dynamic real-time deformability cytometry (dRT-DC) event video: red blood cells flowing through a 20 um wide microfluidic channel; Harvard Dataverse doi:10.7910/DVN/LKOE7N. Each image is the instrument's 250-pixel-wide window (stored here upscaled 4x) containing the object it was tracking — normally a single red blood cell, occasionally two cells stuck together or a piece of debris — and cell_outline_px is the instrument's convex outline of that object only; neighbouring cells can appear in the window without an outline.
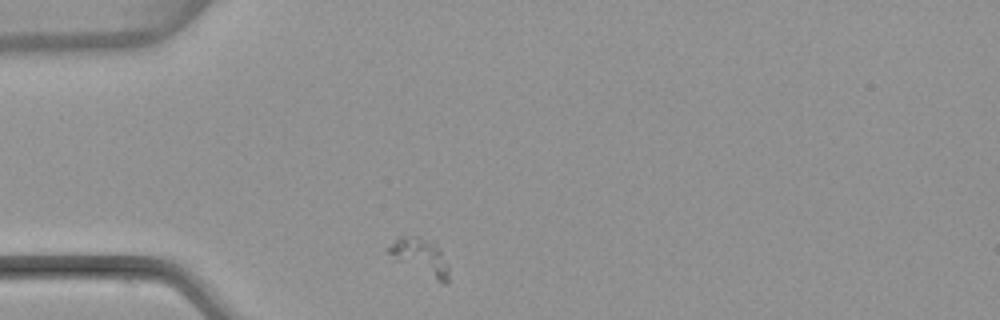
{"species": "common noctule bat (a hibernating species)", "species_latin": "Nyctalus noctula", "temperature_condition": "warm", "stored_images_in_passage": 30, "camera_frame_rate_fps": 3000, "um_per_image_px": 0.085, "animal": {"sex": "female", "body_mass_g": 22.7, "forearm_length_mm": 54.2}, "frame": {"image": 1, "passage_image": 1, "time_ms": 0.0, "image_size_px": [1000, 320], "cell_outline_px": [[448, 284], [444, 284], [396, 260], [384, 252], [384, 248], [400, 236], [420, 236], [436, 240], [440, 248], [448, 268]], "centroid_in_image_um": [35.71, 21.77], "position_along_channel_um": 49.3, "area_um2": 13.18}}
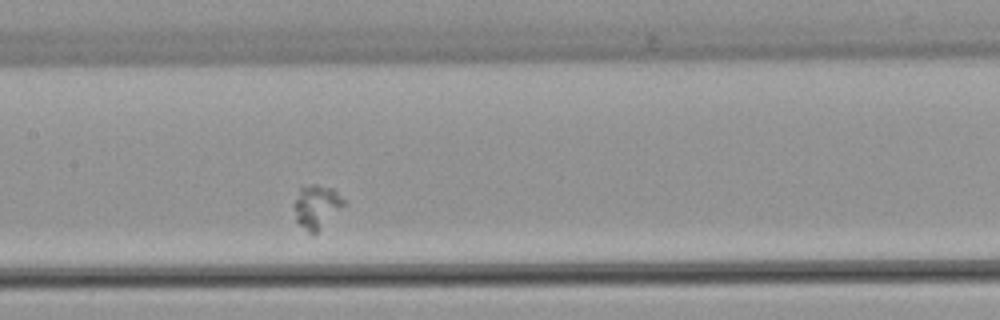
{"frame": {"image": 2, "passage_image": 13, "time_ms": 4.0, "image_size_px": [1000, 320], "cell_outline_px": [[344, 204], [316, 236], [312, 236], [296, 220], [292, 204], [300, 184], [316, 184], [332, 188], [344, 200]], "centroid_in_image_um": [26.84, 17.57], "position_along_channel_um": 180.6, "area_um2": 13.01}}
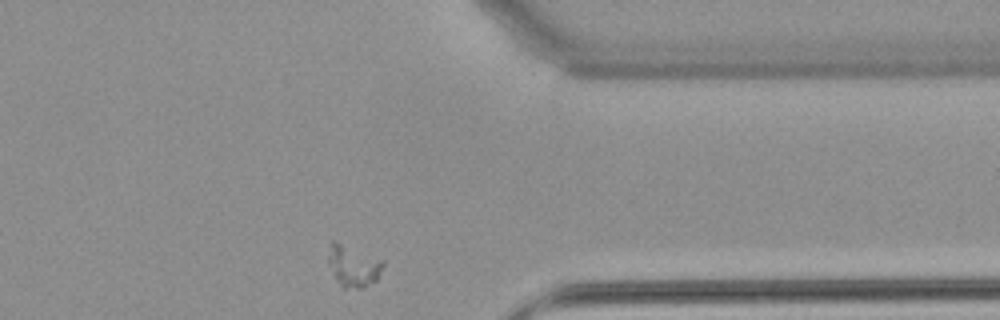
{"frame": {"image": 3, "passage_image": 30, "time_ms": 9.667, "image_size_px": [1000, 320], "cell_outline_px": [[384, 264], [376, 280], [360, 288], [340, 288], [328, 260], [328, 244], [332, 240], [336, 240], [384, 260]], "centroid_in_image_um": [30.0, 22.57], "position_along_channel_um": 381.4, "area_um2": 13.29}}